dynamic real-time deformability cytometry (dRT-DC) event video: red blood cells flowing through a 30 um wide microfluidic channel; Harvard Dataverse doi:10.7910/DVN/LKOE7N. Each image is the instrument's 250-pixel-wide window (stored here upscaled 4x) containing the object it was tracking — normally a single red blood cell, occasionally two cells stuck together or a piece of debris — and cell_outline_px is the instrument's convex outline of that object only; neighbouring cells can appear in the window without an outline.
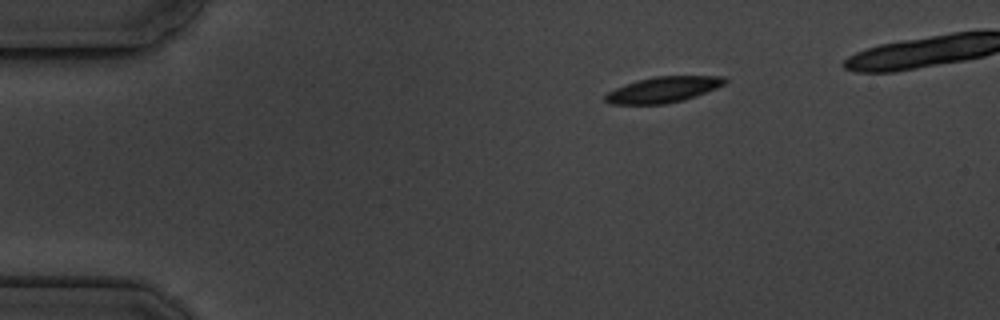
{"species": "common noctule bat (a hibernating species)", "species_latin": "Nyctalus noctula", "temperature_condition": "cold", "stored_images_in_passage": 3, "camera_frame_rate_fps": 3000, "um_per_image_px": 0.085, "animal": {"sex": "male", "body_mass_g": 19.5, "forearm_length_mm": 54.6}, "frame": {"image": 1, "passage_image": 1, "time_ms": 0.0, "image_size_px": [1000, 320], "cell_outline_px": [[728, 80], [724, 84], [716, 88], [696, 96], [684, 100], [664, 104], [612, 104], [604, 100], [604, 96], [608, 92], [624, 84], [656, 76], [724, 76]], "centroid_in_image_um": [56.38, 7.62], "position_along_channel_um": 28.6, "area_um2": 17.86}}